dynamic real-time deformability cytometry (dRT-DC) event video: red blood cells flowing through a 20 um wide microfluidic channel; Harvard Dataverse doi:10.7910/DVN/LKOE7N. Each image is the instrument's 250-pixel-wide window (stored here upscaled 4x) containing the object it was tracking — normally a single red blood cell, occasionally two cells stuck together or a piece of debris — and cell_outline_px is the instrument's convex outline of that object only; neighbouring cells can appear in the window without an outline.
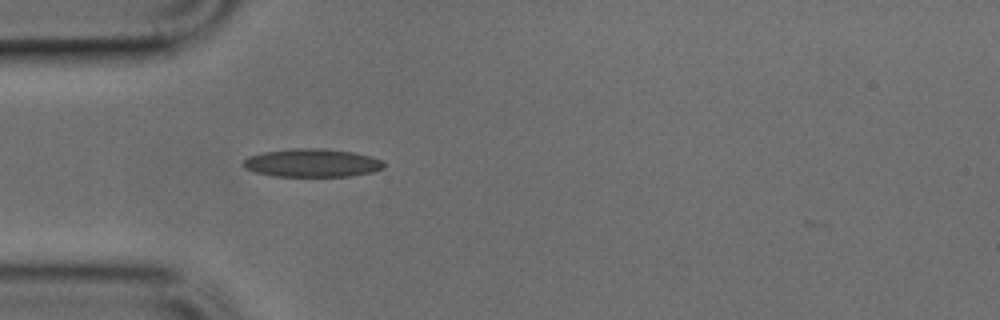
{"species": "common noctule bat (a hibernating species)", "species_latin": "Nyctalus noctula", "temperature_condition": "cold", "stored_images_in_passage": 2, "camera_frame_rate_fps": 3000, "um_per_image_px": 0.085, "animal": {"sex": "male", "body_mass_g": 17.9, "forearm_length_mm": 54.2}, "frame": {"image": 1, "passage_image": 1, "time_ms": 0.0, "image_size_px": [1000, 320], "cell_outline_px": [[384, 168], [372, 172], [348, 176], [272, 176], [256, 172], [244, 168], [240, 164], [248, 156], [260, 152], [292, 148], [324, 148], [352, 152], [372, 156], [380, 160], [384, 164]], "centroid_in_image_um": [26.47, 13.84], "position_along_channel_um": 58.5, "area_um2": 23.29}}